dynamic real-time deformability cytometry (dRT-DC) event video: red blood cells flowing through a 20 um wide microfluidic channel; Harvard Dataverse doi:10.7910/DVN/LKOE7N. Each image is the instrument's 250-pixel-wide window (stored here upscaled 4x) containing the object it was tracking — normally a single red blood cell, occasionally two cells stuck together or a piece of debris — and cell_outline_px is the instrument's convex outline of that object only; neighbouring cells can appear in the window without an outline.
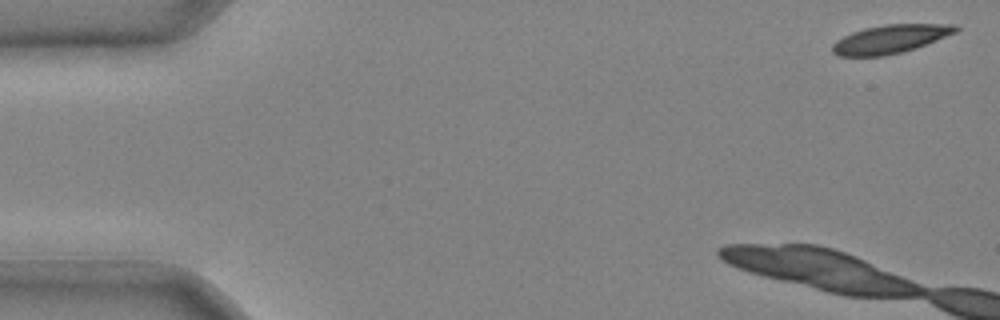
{"species": "common noctule bat (a hibernating species)", "species_latin": "Nyctalus noctula", "temperature_condition": "cold", "stored_images_in_passage": 5, "camera_frame_rate_fps": 3000, "um_per_image_px": 0.085, "animal": {"sex": "male", "body_mass_g": 20.4}, "frame": {"image": 1, "passage_image": 1, "time_ms": 0.0, "image_size_px": [1000, 320], "cell_outline_px": [[960, 28], [956, 32], [916, 48], [884, 56], [840, 56], [832, 52], [832, 44], [836, 40], [852, 32], [864, 28], [884, 24], [956, 24]], "centroid_in_image_um": [75.66, 3.31], "position_along_channel_um": 9.3, "area_um2": 20.4}}